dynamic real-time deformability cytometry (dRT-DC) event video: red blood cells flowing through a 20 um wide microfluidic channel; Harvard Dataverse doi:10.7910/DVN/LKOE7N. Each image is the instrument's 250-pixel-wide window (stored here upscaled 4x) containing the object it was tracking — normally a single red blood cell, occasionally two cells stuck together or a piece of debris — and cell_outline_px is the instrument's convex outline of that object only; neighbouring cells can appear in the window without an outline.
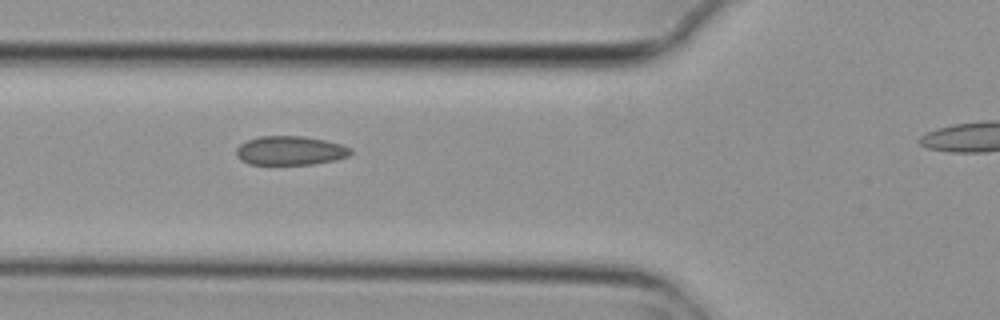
{"species": "common noctule bat (a hibernating species)", "species_latin": "Nyctalus noctula", "temperature_condition": "cold", "stored_images_in_passage": 7, "camera_frame_rate_fps": 3000, "um_per_image_px": 0.085, "animal": {"sex": "female", "body_mass_g": 29.2, "forearm_length_mm": 56.3}, "frame": {"image": 1, "passage_image": 6, "time_ms": 1.667, "image_size_px": [1000, 320], "cell_outline_px": [[352, 152], [348, 156], [336, 160], [312, 164], [248, 164], [240, 160], [236, 156], [236, 148], [240, 144], [248, 140], [260, 136], [304, 136], [324, 140], [340, 144], [352, 148]], "centroid_in_image_um": [24.66, 12.8], "position_along_channel_um": 101.1, "area_um2": 19.36}}
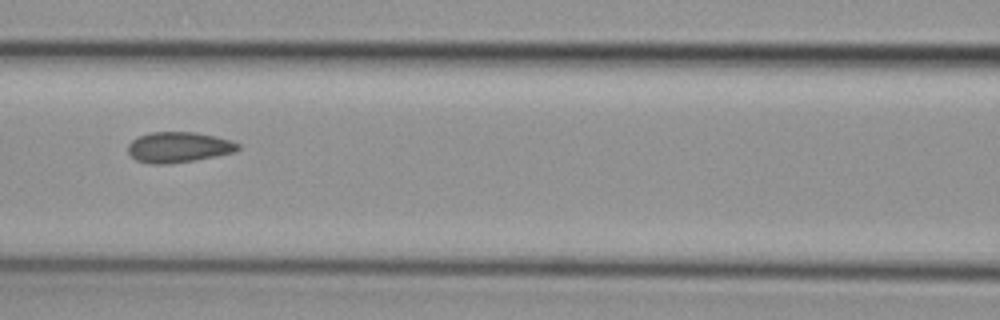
{"frame": {"image": 2, "passage_image": 7, "time_ms": 2.0, "image_size_px": [1000, 320], "cell_outline_px": [[240, 148], [236, 152], [196, 160], [168, 164], [152, 164], [136, 160], [128, 152], [128, 144], [132, 140], [140, 136], [152, 132], [196, 132], [216, 136], [232, 140], [240, 144]], "centroid_in_image_um": [15.22, 12.51], "position_along_channel_um": 151.4, "area_um2": 19.71}}